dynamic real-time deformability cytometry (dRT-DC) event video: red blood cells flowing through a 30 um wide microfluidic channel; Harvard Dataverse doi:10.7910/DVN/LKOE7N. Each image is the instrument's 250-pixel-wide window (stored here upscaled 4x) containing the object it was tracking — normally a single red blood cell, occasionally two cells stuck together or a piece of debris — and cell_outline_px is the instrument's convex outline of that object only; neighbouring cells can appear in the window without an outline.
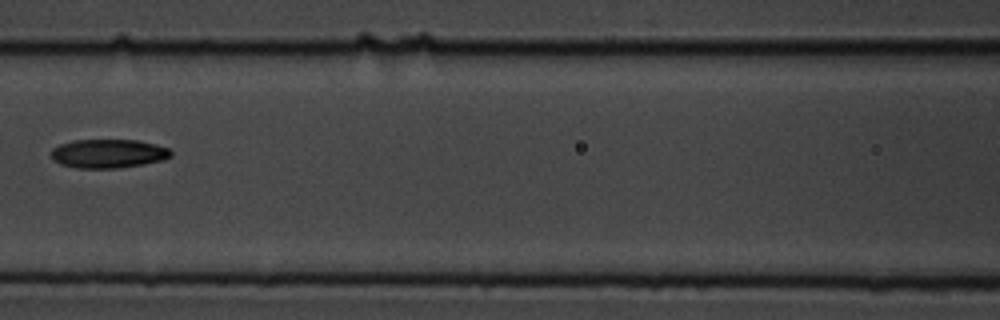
{"species": "common noctule bat (a hibernating species)", "species_latin": "Nyctalus noctula", "temperature_condition": "cold", "stored_images_in_passage": 8, "camera_frame_rate_fps": 3000, "um_per_image_px": 0.085, "animal": {"sex": "male", "body_mass_g": 19.5, "forearm_length_mm": 54.6}, "frame": {"image": 1, "passage_image": 8, "time_ms": 8.0, "image_size_px": [1000, 320], "cell_outline_px": [[172, 156], [164, 160], [144, 164], [116, 168], [76, 168], [60, 164], [52, 160], [52, 148], [60, 144], [72, 140], [136, 140], [156, 144], [168, 148], [172, 152]], "centroid_in_image_um": [9.21, 13.05], "position_along_channel_um": 157.4, "area_um2": 20.23}}